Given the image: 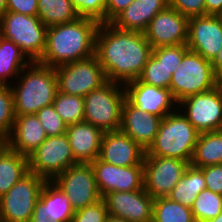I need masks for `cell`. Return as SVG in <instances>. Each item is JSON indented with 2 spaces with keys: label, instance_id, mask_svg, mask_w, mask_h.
<instances>
[{
  "label": "cell",
  "instance_id": "6da1fadb",
  "mask_svg": "<svg viewBox=\"0 0 222 222\" xmlns=\"http://www.w3.org/2000/svg\"><path fill=\"white\" fill-rule=\"evenodd\" d=\"M152 54L143 32L123 31L100 23L95 38V56L108 81L127 84L137 80Z\"/></svg>",
  "mask_w": 222,
  "mask_h": 222
},
{
  "label": "cell",
  "instance_id": "7a4b0ae2",
  "mask_svg": "<svg viewBox=\"0 0 222 222\" xmlns=\"http://www.w3.org/2000/svg\"><path fill=\"white\" fill-rule=\"evenodd\" d=\"M99 25L95 19L79 17L47 27L45 51L38 63L55 68L94 56Z\"/></svg>",
  "mask_w": 222,
  "mask_h": 222
},
{
  "label": "cell",
  "instance_id": "3957f363",
  "mask_svg": "<svg viewBox=\"0 0 222 222\" xmlns=\"http://www.w3.org/2000/svg\"><path fill=\"white\" fill-rule=\"evenodd\" d=\"M12 84L15 116L36 114L52 105L58 91L55 68L38 62L25 67Z\"/></svg>",
  "mask_w": 222,
  "mask_h": 222
},
{
  "label": "cell",
  "instance_id": "277c9868",
  "mask_svg": "<svg viewBox=\"0 0 222 222\" xmlns=\"http://www.w3.org/2000/svg\"><path fill=\"white\" fill-rule=\"evenodd\" d=\"M199 134L177 108L162 119L157 135L144 156L177 158L190 164Z\"/></svg>",
  "mask_w": 222,
  "mask_h": 222
},
{
  "label": "cell",
  "instance_id": "5b68a950",
  "mask_svg": "<svg viewBox=\"0 0 222 222\" xmlns=\"http://www.w3.org/2000/svg\"><path fill=\"white\" fill-rule=\"evenodd\" d=\"M124 85L107 81L84 97V121L104 132L120 130Z\"/></svg>",
  "mask_w": 222,
  "mask_h": 222
},
{
  "label": "cell",
  "instance_id": "8992f818",
  "mask_svg": "<svg viewBox=\"0 0 222 222\" xmlns=\"http://www.w3.org/2000/svg\"><path fill=\"white\" fill-rule=\"evenodd\" d=\"M218 86L212 62L188 50L172 75L170 91L177 103L188 96L208 92Z\"/></svg>",
  "mask_w": 222,
  "mask_h": 222
},
{
  "label": "cell",
  "instance_id": "52a82bcc",
  "mask_svg": "<svg viewBox=\"0 0 222 222\" xmlns=\"http://www.w3.org/2000/svg\"><path fill=\"white\" fill-rule=\"evenodd\" d=\"M46 31L37 16L7 11L0 17V36L18 45L31 62H38L45 51Z\"/></svg>",
  "mask_w": 222,
  "mask_h": 222
},
{
  "label": "cell",
  "instance_id": "ba28073f",
  "mask_svg": "<svg viewBox=\"0 0 222 222\" xmlns=\"http://www.w3.org/2000/svg\"><path fill=\"white\" fill-rule=\"evenodd\" d=\"M45 180L29 172L0 198L1 222H30Z\"/></svg>",
  "mask_w": 222,
  "mask_h": 222
},
{
  "label": "cell",
  "instance_id": "9c48e42d",
  "mask_svg": "<svg viewBox=\"0 0 222 222\" xmlns=\"http://www.w3.org/2000/svg\"><path fill=\"white\" fill-rule=\"evenodd\" d=\"M55 73L59 92L80 97H85L108 81L95 55L55 67Z\"/></svg>",
  "mask_w": 222,
  "mask_h": 222
},
{
  "label": "cell",
  "instance_id": "30bf717a",
  "mask_svg": "<svg viewBox=\"0 0 222 222\" xmlns=\"http://www.w3.org/2000/svg\"><path fill=\"white\" fill-rule=\"evenodd\" d=\"M29 171L52 181L77 164L67 134L47 137L29 156Z\"/></svg>",
  "mask_w": 222,
  "mask_h": 222
},
{
  "label": "cell",
  "instance_id": "8fae6325",
  "mask_svg": "<svg viewBox=\"0 0 222 222\" xmlns=\"http://www.w3.org/2000/svg\"><path fill=\"white\" fill-rule=\"evenodd\" d=\"M52 182L67 195L74 211L101 200L90 163H77L57 175Z\"/></svg>",
  "mask_w": 222,
  "mask_h": 222
},
{
  "label": "cell",
  "instance_id": "7c38bea8",
  "mask_svg": "<svg viewBox=\"0 0 222 222\" xmlns=\"http://www.w3.org/2000/svg\"><path fill=\"white\" fill-rule=\"evenodd\" d=\"M177 108L199 133L222 130V90L219 86L186 97Z\"/></svg>",
  "mask_w": 222,
  "mask_h": 222
},
{
  "label": "cell",
  "instance_id": "4fadbf2b",
  "mask_svg": "<svg viewBox=\"0 0 222 222\" xmlns=\"http://www.w3.org/2000/svg\"><path fill=\"white\" fill-rule=\"evenodd\" d=\"M143 165L144 190L155 199L170 194L189 163L177 158L144 156Z\"/></svg>",
  "mask_w": 222,
  "mask_h": 222
},
{
  "label": "cell",
  "instance_id": "5bb4252c",
  "mask_svg": "<svg viewBox=\"0 0 222 222\" xmlns=\"http://www.w3.org/2000/svg\"><path fill=\"white\" fill-rule=\"evenodd\" d=\"M95 173L96 185L101 197L115 191L144 189L143 161L135 166H115L96 158L90 163Z\"/></svg>",
  "mask_w": 222,
  "mask_h": 222
},
{
  "label": "cell",
  "instance_id": "9a60e30c",
  "mask_svg": "<svg viewBox=\"0 0 222 222\" xmlns=\"http://www.w3.org/2000/svg\"><path fill=\"white\" fill-rule=\"evenodd\" d=\"M189 18L168 6L156 14L144 32L152 49L187 43Z\"/></svg>",
  "mask_w": 222,
  "mask_h": 222
},
{
  "label": "cell",
  "instance_id": "2e32d148",
  "mask_svg": "<svg viewBox=\"0 0 222 222\" xmlns=\"http://www.w3.org/2000/svg\"><path fill=\"white\" fill-rule=\"evenodd\" d=\"M103 199L108 215L128 222H152L154 199L144 189L110 192Z\"/></svg>",
  "mask_w": 222,
  "mask_h": 222
},
{
  "label": "cell",
  "instance_id": "e0dca14e",
  "mask_svg": "<svg viewBox=\"0 0 222 222\" xmlns=\"http://www.w3.org/2000/svg\"><path fill=\"white\" fill-rule=\"evenodd\" d=\"M188 49L213 61L222 47V25L216 15H203L189 18Z\"/></svg>",
  "mask_w": 222,
  "mask_h": 222
},
{
  "label": "cell",
  "instance_id": "ac0fdd59",
  "mask_svg": "<svg viewBox=\"0 0 222 222\" xmlns=\"http://www.w3.org/2000/svg\"><path fill=\"white\" fill-rule=\"evenodd\" d=\"M126 99L142 112L164 118L177 109L178 103L169 89L142 83L139 79L124 85Z\"/></svg>",
  "mask_w": 222,
  "mask_h": 222
},
{
  "label": "cell",
  "instance_id": "d6986e66",
  "mask_svg": "<svg viewBox=\"0 0 222 222\" xmlns=\"http://www.w3.org/2000/svg\"><path fill=\"white\" fill-rule=\"evenodd\" d=\"M142 149L131 137L121 130L104 132L99 159L115 166L139 165L144 158Z\"/></svg>",
  "mask_w": 222,
  "mask_h": 222
},
{
  "label": "cell",
  "instance_id": "ffe728a7",
  "mask_svg": "<svg viewBox=\"0 0 222 222\" xmlns=\"http://www.w3.org/2000/svg\"><path fill=\"white\" fill-rule=\"evenodd\" d=\"M162 119L147 111H140L125 99L122 105L120 130L146 151L153 143Z\"/></svg>",
  "mask_w": 222,
  "mask_h": 222
},
{
  "label": "cell",
  "instance_id": "44dd1931",
  "mask_svg": "<svg viewBox=\"0 0 222 222\" xmlns=\"http://www.w3.org/2000/svg\"><path fill=\"white\" fill-rule=\"evenodd\" d=\"M36 114L16 116L5 144L16 152L29 156L47 138Z\"/></svg>",
  "mask_w": 222,
  "mask_h": 222
},
{
  "label": "cell",
  "instance_id": "7402d4cb",
  "mask_svg": "<svg viewBox=\"0 0 222 222\" xmlns=\"http://www.w3.org/2000/svg\"><path fill=\"white\" fill-rule=\"evenodd\" d=\"M73 156L78 163H91L99 157L104 131L82 121L67 126Z\"/></svg>",
  "mask_w": 222,
  "mask_h": 222
},
{
  "label": "cell",
  "instance_id": "603a6c76",
  "mask_svg": "<svg viewBox=\"0 0 222 222\" xmlns=\"http://www.w3.org/2000/svg\"><path fill=\"white\" fill-rule=\"evenodd\" d=\"M168 6L169 0H134L110 24L119 30L144 33L153 17Z\"/></svg>",
  "mask_w": 222,
  "mask_h": 222
},
{
  "label": "cell",
  "instance_id": "cb8c5ba5",
  "mask_svg": "<svg viewBox=\"0 0 222 222\" xmlns=\"http://www.w3.org/2000/svg\"><path fill=\"white\" fill-rule=\"evenodd\" d=\"M74 213L67 195L52 181H46L32 215L47 216L53 222H71Z\"/></svg>",
  "mask_w": 222,
  "mask_h": 222
},
{
  "label": "cell",
  "instance_id": "d4e9b609",
  "mask_svg": "<svg viewBox=\"0 0 222 222\" xmlns=\"http://www.w3.org/2000/svg\"><path fill=\"white\" fill-rule=\"evenodd\" d=\"M29 172L28 156L5 144L0 149V198Z\"/></svg>",
  "mask_w": 222,
  "mask_h": 222
},
{
  "label": "cell",
  "instance_id": "484cf974",
  "mask_svg": "<svg viewBox=\"0 0 222 222\" xmlns=\"http://www.w3.org/2000/svg\"><path fill=\"white\" fill-rule=\"evenodd\" d=\"M30 63L18 45L0 36V86H10Z\"/></svg>",
  "mask_w": 222,
  "mask_h": 222
},
{
  "label": "cell",
  "instance_id": "4316f807",
  "mask_svg": "<svg viewBox=\"0 0 222 222\" xmlns=\"http://www.w3.org/2000/svg\"><path fill=\"white\" fill-rule=\"evenodd\" d=\"M204 189H206V182L203 171L189 164L167 197L171 201L191 208L196 196Z\"/></svg>",
  "mask_w": 222,
  "mask_h": 222
},
{
  "label": "cell",
  "instance_id": "83f0119b",
  "mask_svg": "<svg viewBox=\"0 0 222 222\" xmlns=\"http://www.w3.org/2000/svg\"><path fill=\"white\" fill-rule=\"evenodd\" d=\"M222 164V130L200 133L190 165L202 168Z\"/></svg>",
  "mask_w": 222,
  "mask_h": 222
},
{
  "label": "cell",
  "instance_id": "f1b7e54d",
  "mask_svg": "<svg viewBox=\"0 0 222 222\" xmlns=\"http://www.w3.org/2000/svg\"><path fill=\"white\" fill-rule=\"evenodd\" d=\"M37 17L46 26L72 22L80 17L72 0H37Z\"/></svg>",
  "mask_w": 222,
  "mask_h": 222
},
{
  "label": "cell",
  "instance_id": "f546056e",
  "mask_svg": "<svg viewBox=\"0 0 222 222\" xmlns=\"http://www.w3.org/2000/svg\"><path fill=\"white\" fill-rule=\"evenodd\" d=\"M152 222H195L191 208L168 197L154 199Z\"/></svg>",
  "mask_w": 222,
  "mask_h": 222
},
{
  "label": "cell",
  "instance_id": "4dcf8cb0",
  "mask_svg": "<svg viewBox=\"0 0 222 222\" xmlns=\"http://www.w3.org/2000/svg\"><path fill=\"white\" fill-rule=\"evenodd\" d=\"M52 105L67 125L84 121V97L57 91Z\"/></svg>",
  "mask_w": 222,
  "mask_h": 222
},
{
  "label": "cell",
  "instance_id": "1f68e13d",
  "mask_svg": "<svg viewBox=\"0 0 222 222\" xmlns=\"http://www.w3.org/2000/svg\"><path fill=\"white\" fill-rule=\"evenodd\" d=\"M195 222H206L222 212V195L204 189L196 196L191 207Z\"/></svg>",
  "mask_w": 222,
  "mask_h": 222
},
{
  "label": "cell",
  "instance_id": "d6a6232c",
  "mask_svg": "<svg viewBox=\"0 0 222 222\" xmlns=\"http://www.w3.org/2000/svg\"><path fill=\"white\" fill-rule=\"evenodd\" d=\"M138 79L148 85L170 89L172 74L162 62L151 54Z\"/></svg>",
  "mask_w": 222,
  "mask_h": 222
},
{
  "label": "cell",
  "instance_id": "836d02e7",
  "mask_svg": "<svg viewBox=\"0 0 222 222\" xmlns=\"http://www.w3.org/2000/svg\"><path fill=\"white\" fill-rule=\"evenodd\" d=\"M14 96L10 86H0V138L5 140L10 134L14 120Z\"/></svg>",
  "mask_w": 222,
  "mask_h": 222
},
{
  "label": "cell",
  "instance_id": "e575fe53",
  "mask_svg": "<svg viewBox=\"0 0 222 222\" xmlns=\"http://www.w3.org/2000/svg\"><path fill=\"white\" fill-rule=\"evenodd\" d=\"M186 44L175 46H161L152 49V54L163 63L168 71L173 75L181 63L184 54L188 51Z\"/></svg>",
  "mask_w": 222,
  "mask_h": 222
},
{
  "label": "cell",
  "instance_id": "d590c367",
  "mask_svg": "<svg viewBox=\"0 0 222 222\" xmlns=\"http://www.w3.org/2000/svg\"><path fill=\"white\" fill-rule=\"evenodd\" d=\"M36 116L48 137L60 136L66 133L68 125L61 119V116L56 112L53 105L40 109L36 113Z\"/></svg>",
  "mask_w": 222,
  "mask_h": 222
},
{
  "label": "cell",
  "instance_id": "8d00e7d4",
  "mask_svg": "<svg viewBox=\"0 0 222 222\" xmlns=\"http://www.w3.org/2000/svg\"><path fill=\"white\" fill-rule=\"evenodd\" d=\"M80 17L92 18L99 23H105V8L107 0H72Z\"/></svg>",
  "mask_w": 222,
  "mask_h": 222
},
{
  "label": "cell",
  "instance_id": "74e56055",
  "mask_svg": "<svg viewBox=\"0 0 222 222\" xmlns=\"http://www.w3.org/2000/svg\"><path fill=\"white\" fill-rule=\"evenodd\" d=\"M108 211L104 199L77 210L71 222H106Z\"/></svg>",
  "mask_w": 222,
  "mask_h": 222
},
{
  "label": "cell",
  "instance_id": "f35d334b",
  "mask_svg": "<svg viewBox=\"0 0 222 222\" xmlns=\"http://www.w3.org/2000/svg\"><path fill=\"white\" fill-rule=\"evenodd\" d=\"M169 6L187 18L206 15L205 0H169Z\"/></svg>",
  "mask_w": 222,
  "mask_h": 222
},
{
  "label": "cell",
  "instance_id": "ab89813d",
  "mask_svg": "<svg viewBox=\"0 0 222 222\" xmlns=\"http://www.w3.org/2000/svg\"><path fill=\"white\" fill-rule=\"evenodd\" d=\"M206 182V189L222 195V164L208 165L200 168Z\"/></svg>",
  "mask_w": 222,
  "mask_h": 222
},
{
  "label": "cell",
  "instance_id": "60d3db41",
  "mask_svg": "<svg viewBox=\"0 0 222 222\" xmlns=\"http://www.w3.org/2000/svg\"><path fill=\"white\" fill-rule=\"evenodd\" d=\"M7 11L37 16V0H7Z\"/></svg>",
  "mask_w": 222,
  "mask_h": 222
},
{
  "label": "cell",
  "instance_id": "b9f144b4",
  "mask_svg": "<svg viewBox=\"0 0 222 222\" xmlns=\"http://www.w3.org/2000/svg\"><path fill=\"white\" fill-rule=\"evenodd\" d=\"M134 0H107L105 8V23H110L120 12Z\"/></svg>",
  "mask_w": 222,
  "mask_h": 222
},
{
  "label": "cell",
  "instance_id": "7bdbcfd3",
  "mask_svg": "<svg viewBox=\"0 0 222 222\" xmlns=\"http://www.w3.org/2000/svg\"><path fill=\"white\" fill-rule=\"evenodd\" d=\"M206 15L222 14V0H205Z\"/></svg>",
  "mask_w": 222,
  "mask_h": 222
},
{
  "label": "cell",
  "instance_id": "ee69618b",
  "mask_svg": "<svg viewBox=\"0 0 222 222\" xmlns=\"http://www.w3.org/2000/svg\"><path fill=\"white\" fill-rule=\"evenodd\" d=\"M212 67H213V71L217 77L222 75V47L219 50L217 56L212 61Z\"/></svg>",
  "mask_w": 222,
  "mask_h": 222
},
{
  "label": "cell",
  "instance_id": "f6af8a7d",
  "mask_svg": "<svg viewBox=\"0 0 222 222\" xmlns=\"http://www.w3.org/2000/svg\"><path fill=\"white\" fill-rule=\"evenodd\" d=\"M30 222H53V221H51L47 216L32 215Z\"/></svg>",
  "mask_w": 222,
  "mask_h": 222
},
{
  "label": "cell",
  "instance_id": "bcb514c9",
  "mask_svg": "<svg viewBox=\"0 0 222 222\" xmlns=\"http://www.w3.org/2000/svg\"><path fill=\"white\" fill-rule=\"evenodd\" d=\"M7 12V0H0V17Z\"/></svg>",
  "mask_w": 222,
  "mask_h": 222
},
{
  "label": "cell",
  "instance_id": "7dc6e473",
  "mask_svg": "<svg viewBox=\"0 0 222 222\" xmlns=\"http://www.w3.org/2000/svg\"><path fill=\"white\" fill-rule=\"evenodd\" d=\"M106 222H128V221L122 218H117V217L108 215Z\"/></svg>",
  "mask_w": 222,
  "mask_h": 222
},
{
  "label": "cell",
  "instance_id": "c3c4849f",
  "mask_svg": "<svg viewBox=\"0 0 222 222\" xmlns=\"http://www.w3.org/2000/svg\"><path fill=\"white\" fill-rule=\"evenodd\" d=\"M206 222H222V212L215 218H212Z\"/></svg>",
  "mask_w": 222,
  "mask_h": 222
},
{
  "label": "cell",
  "instance_id": "681fc988",
  "mask_svg": "<svg viewBox=\"0 0 222 222\" xmlns=\"http://www.w3.org/2000/svg\"><path fill=\"white\" fill-rule=\"evenodd\" d=\"M218 86L220 87V89L222 90V75H220L218 77Z\"/></svg>",
  "mask_w": 222,
  "mask_h": 222
},
{
  "label": "cell",
  "instance_id": "f907efd6",
  "mask_svg": "<svg viewBox=\"0 0 222 222\" xmlns=\"http://www.w3.org/2000/svg\"><path fill=\"white\" fill-rule=\"evenodd\" d=\"M5 145V140L0 138V149Z\"/></svg>",
  "mask_w": 222,
  "mask_h": 222
},
{
  "label": "cell",
  "instance_id": "816d5d0a",
  "mask_svg": "<svg viewBox=\"0 0 222 222\" xmlns=\"http://www.w3.org/2000/svg\"><path fill=\"white\" fill-rule=\"evenodd\" d=\"M218 17H219V19H220V22H221V25H222V14H220V15H217Z\"/></svg>",
  "mask_w": 222,
  "mask_h": 222
}]
</instances>
